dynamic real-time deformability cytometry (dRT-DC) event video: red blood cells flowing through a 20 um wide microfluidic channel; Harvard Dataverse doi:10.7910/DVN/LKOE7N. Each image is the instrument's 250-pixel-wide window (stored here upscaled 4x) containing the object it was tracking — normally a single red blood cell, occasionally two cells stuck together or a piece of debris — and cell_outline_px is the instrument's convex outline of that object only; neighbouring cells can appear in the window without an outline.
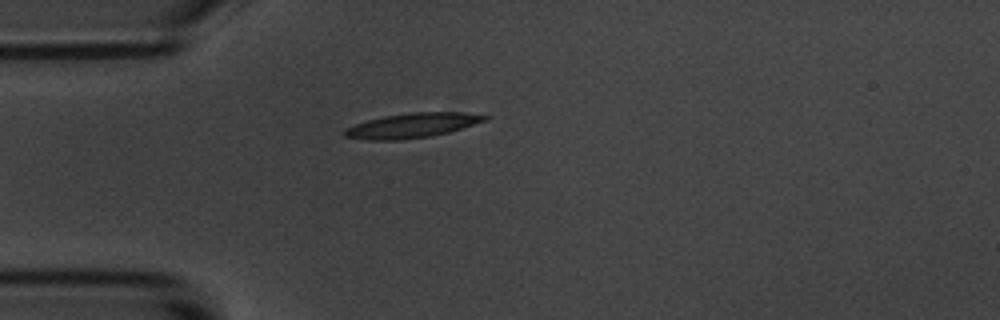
{"species": "common noctule bat (a hibernating species)", "species_latin": "Nyctalus noctula", "temperature_condition": "room temperature", "stored_images_in_passage": 30, "camera_frame_rate_fps": 3000, "um_per_image_px": 0.085, "animal": {"sex": "male", "body_mass_g": 20.1, "forearm_length_mm": 53.5}, "frame": {"image": 1, "passage_image": 1, "time_ms": 0.0, "image_size_px": [1000, 320], "cell_outline_px": [[492, 116], [488, 120], [448, 132], [428, 136], [400, 140], [368, 140], [344, 136], [344, 128], [368, 120], [384, 116], [408, 112], [464, 112]], "centroid_in_image_um": [35.06, 10.65], "position_along_channel_um": 49.9, "area_um2": 20.11}}
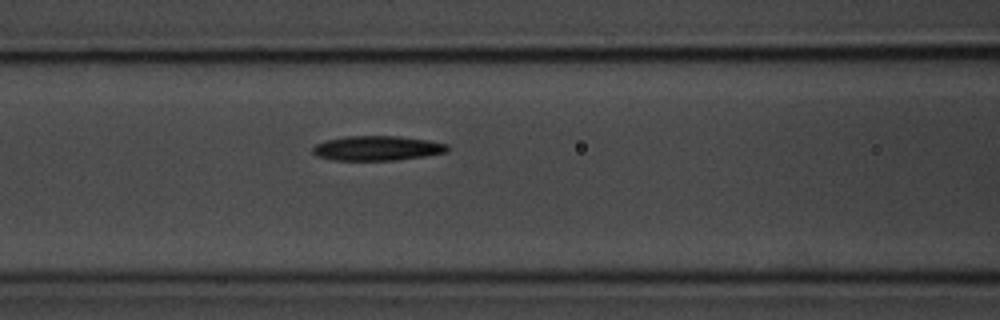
{"frame": {"image": 2, "passage_image": 9, "time_ms": 2.667, "image_size_px": [1000, 320], "cell_outline_px": [[448, 152], [424, 156], [396, 160], [332, 160], [316, 156], [312, 152], [312, 148], [316, 144], [324, 140], [348, 136], [400, 136], [428, 140], [448, 144]], "centroid_in_image_um": [32.04, 12.59], "position_along_channel_um": 134.6, "area_um2": 19.48}}
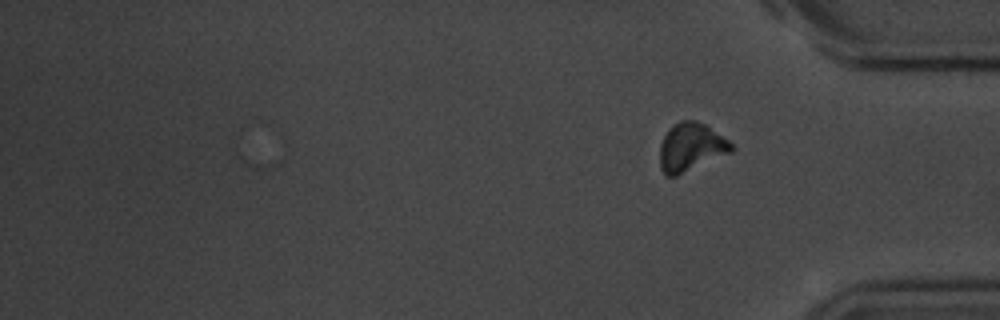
{"frame": {"image": 3, "passage_image": 30, "time_ms": 9.667, "image_size_px": [1000, 320], "cell_outline_px": [[736, 148], [732, 152], [676, 176], [664, 176], [660, 168], [660, 144], [668, 128], [672, 124], [680, 120], [696, 120], [704, 124], [728, 140]], "centroid_in_image_um": [58.71, 12.51], "position_along_channel_um": 376.5, "area_um2": 20.23}, "authors_computed_cell_mechanics": {"area_um2": 19.6231, "velocity_mm_per_s": 3.5387, "shape_relaxation_time_tau1_ms": 2.6991, "shape_relaxation_time_tau2_ms": 10.0956, "deformation_change_tau1": 0.135, "deformation_change_tau2": 0.1943}}